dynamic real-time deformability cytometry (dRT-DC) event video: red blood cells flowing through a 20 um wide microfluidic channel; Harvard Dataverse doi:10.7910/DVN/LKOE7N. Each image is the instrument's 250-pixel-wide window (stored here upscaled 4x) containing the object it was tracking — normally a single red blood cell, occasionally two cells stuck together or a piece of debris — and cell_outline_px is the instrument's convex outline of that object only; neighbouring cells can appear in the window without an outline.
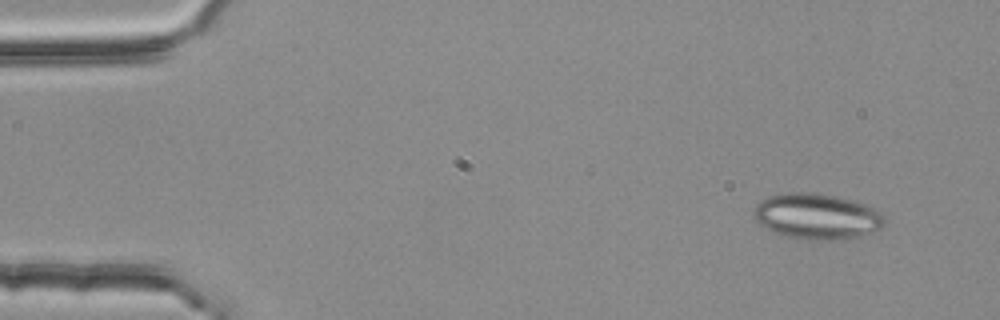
{"species": "common noctule bat (a hibernating species)", "species_latin": "Nyctalus noctula", "temperature_condition": "room temperature", "stored_images_in_passage": 3, "camera_frame_rate_fps": 3000, "um_per_image_px": 0.085, "animal": {"sex": "female", "body_mass_g": 25.1}, "frame": {"image": 1, "passage_image": 1, "time_ms": 0.0, "image_size_px": [1000, 320], "cell_outline_px": [[888, 220], [880, 228], [856, 236], [828, 240], [796, 240], [772, 232], [764, 228], [756, 220], [756, 204], [760, 200], [768, 196], [784, 192], [812, 192], [836, 196], [872, 208], [880, 212]], "centroid_in_image_um": [69.37, 18.4], "position_along_channel_um": 15.6, "area_um2": 34.62}}